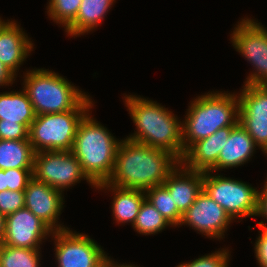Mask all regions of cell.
<instances>
[{
    "instance_id": "cell-13",
    "label": "cell",
    "mask_w": 267,
    "mask_h": 267,
    "mask_svg": "<svg viewBox=\"0 0 267 267\" xmlns=\"http://www.w3.org/2000/svg\"><path fill=\"white\" fill-rule=\"evenodd\" d=\"M53 230L27 208L5 216V234L1 244L13 247L41 249L42 240Z\"/></svg>"
},
{
    "instance_id": "cell-28",
    "label": "cell",
    "mask_w": 267,
    "mask_h": 267,
    "mask_svg": "<svg viewBox=\"0 0 267 267\" xmlns=\"http://www.w3.org/2000/svg\"><path fill=\"white\" fill-rule=\"evenodd\" d=\"M24 191H0V213L7 216L25 207Z\"/></svg>"
},
{
    "instance_id": "cell-11",
    "label": "cell",
    "mask_w": 267,
    "mask_h": 267,
    "mask_svg": "<svg viewBox=\"0 0 267 267\" xmlns=\"http://www.w3.org/2000/svg\"><path fill=\"white\" fill-rule=\"evenodd\" d=\"M238 94L239 120L258 148L267 152V85H245Z\"/></svg>"
},
{
    "instance_id": "cell-16",
    "label": "cell",
    "mask_w": 267,
    "mask_h": 267,
    "mask_svg": "<svg viewBox=\"0 0 267 267\" xmlns=\"http://www.w3.org/2000/svg\"><path fill=\"white\" fill-rule=\"evenodd\" d=\"M234 127L220 128L209 137L194 143L185 152L181 163L190 170L209 171L217 163L220 151Z\"/></svg>"
},
{
    "instance_id": "cell-19",
    "label": "cell",
    "mask_w": 267,
    "mask_h": 267,
    "mask_svg": "<svg viewBox=\"0 0 267 267\" xmlns=\"http://www.w3.org/2000/svg\"><path fill=\"white\" fill-rule=\"evenodd\" d=\"M96 189L112 190L113 196L112 212L117 223H130L133 225L139 213L143 201L146 199L145 191L139 189L121 188L107 182L96 185Z\"/></svg>"
},
{
    "instance_id": "cell-1",
    "label": "cell",
    "mask_w": 267,
    "mask_h": 267,
    "mask_svg": "<svg viewBox=\"0 0 267 267\" xmlns=\"http://www.w3.org/2000/svg\"><path fill=\"white\" fill-rule=\"evenodd\" d=\"M180 162L170 151L124 138L118 146L114 170L107 183L145 191L162 185Z\"/></svg>"
},
{
    "instance_id": "cell-35",
    "label": "cell",
    "mask_w": 267,
    "mask_h": 267,
    "mask_svg": "<svg viewBox=\"0 0 267 267\" xmlns=\"http://www.w3.org/2000/svg\"><path fill=\"white\" fill-rule=\"evenodd\" d=\"M6 190V175L5 170L0 169V191Z\"/></svg>"
},
{
    "instance_id": "cell-8",
    "label": "cell",
    "mask_w": 267,
    "mask_h": 267,
    "mask_svg": "<svg viewBox=\"0 0 267 267\" xmlns=\"http://www.w3.org/2000/svg\"><path fill=\"white\" fill-rule=\"evenodd\" d=\"M33 178L61 192L81 180L96 185L82 170L81 164L71 151H41L34 155Z\"/></svg>"
},
{
    "instance_id": "cell-15",
    "label": "cell",
    "mask_w": 267,
    "mask_h": 267,
    "mask_svg": "<svg viewBox=\"0 0 267 267\" xmlns=\"http://www.w3.org/2000/svg\"><path fill=\"white\" fill-rule=\"evenodd\" d=\"M163 185L168 189L178 211L183 215L203 190V172L187 169L180 162L168 175Z\"/></svg>"
},
{
    "instance_id": "cell-17",
    "label": "cell",
    "mask_w": 267,
    "mask_h": 267,
    "mask_svg": "<svg viewBox=\"0 0 267 267\" xmlns=\"http://www.w3.org/2000/svg\"><path fill=\"white\" fill-rule=\"evenodd\" d=\"M33 49V43L15 21L0 32V61L15 75Z\"/></svg>"
},
{
    "instance_id": "cell-21",
    "label": "cell",
    "mask_w": 267,
    "mask_h": 267,
    "mask_svg": "<svg viewBox=\"0 0 267 267\" xmlns=\"http://www.w3.org/2000/svg\"><path fill=\"white\" fill-rule=\"evenodd\" d=\"M115 0H82L75 21L65 30L69 36H80L102 23Z\"/></svg>"
},
{
    "instance_id": "cell-22",
    "label": "cell",
    "mask_w": 267,
    "mask_h": 267,
    "mask_svg": "<svg viewBox=\"0 0 267 267\" xmlns=\"http://www.w3.org/2000/svg\"><path fill=\"white\" fill-rule=\"evenodd\" d=\"M35 152L29 140L0 139V169H33Z\"/></svg>"
},
{
    "instance_id": "cell-4",
    "label": "cell",
    "mask_w": 267,
    "mask_h": 267,
    "mask_svg": "<svg viewBox=\"0 0 267 267\" xmlns=\"http://www.w3.org/2000/svg\"><path fill=\"white\" fill-rule=\"evenodd\" d=\"M120 140L87 113L80 121L71 152L87 177L98 185L111 177Z\"/></svg>"
},
{
    "instance_id": "cell-23",
    "label": "cell",
    "mask_w": 267,
    "mask_h": 267,
    "mask_svg": "<svg viewBox=\"0 0 267 267\" xmlns=\"http://www.w3.org/2000/svg\"><path fill=\"white\" fill-rule=\"evenodd\" d=\"M145 196L173 227L180 224L182 214L178 211L170 192L163 184L145 190Z\"/></svg>"
},
{
    "instance_id": "cell-27",
    "label": "cell",
    "mask_w": 267,
    "mask_h": 267,
    "mask_svg": "<svg viewBox=\"0 0 267 267\" xmlns=\"http://www.w3.org/2000/svg\"><path fill=\"white\" fill-rule=\"evenodd\" d=\"M228 251V249L223 248L220 251L199 257L192 262L180 263L177 267H228L230 260Z\"/></svg>"
},
{
    "instance_id": "cell-7",
    "label": "cell",
    "mask_w": 267,
    "mask_h": 267,
    "mask_svg": "<svg viewBox=\"0 0 267 267\" xmlns=\"http://www.w3.org/2000/svg\"><path fill=\"white\" fill-rule=\"evenodd\" d=\"M203 190L234 220L257 214L259 190L243 181L203 172Z\"/></svg>"
},
{
    "instance_id": "cell-33",
    "label": "cell",
    "mask_w": 267,
    "mask_h": 267,
    "mask_svg": "<svg viewBox=\"0 0 267 267\" xmlns=\"http://www.w3.org/2000/svg\"><path fill=\"white\" fill-rule=\"evenodd\" d=\"M16 75L0 61V86L12 85Z\"/></svg>"
},
{
    "instance_id": "cell-6",
    "label": "cell",
    "mask_w": 267,
    "mask_h": 267,
    "mask_svg": "<svg viewBox=\"0 0 267 267\" xmlns=\"http://www.w3.org/2000/svg\"><path fill=\"white\" fill-rule=\"evenodd\" d=\"M91 100L87 96L66 112L36 115L28 132L34 152L71 151L78 125L94 105Z\"/></svg>"
},
{
    "instance_id": "cell-14",
    "label": "cell",
    "mask_w": 267,
    "mask_h": 267,
    "mask_svg": "<svg viewBox=\"0 0 267 267\" xmlns=\"http://www.w3.org/2000/svg\"><path fill=\"white\" fill-rule=\"evenodd\" d=\"M24 192L25 208L46 223L53 231L68 228L57 224L58 216L61 214V210H63V192L34 178L28 182Z\"/></svg>"
},
{
    "instance_id": "cell-25",
    "label": "cell",
    "mask_w": 267,
    "mask_h": 267,
    "mask_svg": "<svg viewBox=\"0 0 267 267\" xmlns=\"http://www.w3.org/2000/svg\"><path fill=\"white\" fill-rule=\"evenodd\" d=\"M40 249L0 244V267H39Z\"/></svg>"
},
{
    "instance_id": "cell-18",
    "label": "cell",
    "mask_w": 267,
    "mask_h": 267,
    "mask_svg": "<svg viewBox=\"0 0 267 267\" xmlns=\"http://www.w3.org/2000/svg\"><path fill=\"white\" fill-rule=\"evenodd\" d=\"M258 147L248 132L239 123L231 130L227 141L220 151L217 163L209 170L212 173L220 169L238 167L251 159Z\"/></svg>"
},
{
    "instance_id": "cell-5",
    "label": "cell",
    "mask_w": 267,
    "mask_h": 267,
    "mask_svg": "<svg viewBox=\"0 0 267 267\" xmlns=\"http://www.w3.org/2000/svg\"><path fill=\"white\" fill-rule=\"evenodd\" d=\"M23 84L35 115L73 110L88 96L58 73L42 68L27 71Z\"/></svg>"
},
{
    "instance_id": "cell-32",
    "label": "cell",
    "mask_w": 267,
    "mask_h": 267,
    "mask_svg": "<svg viewBox=\"0 0 267 267\" xmlns=\"http://www.w3.org/2000/svg\"><path fill=\"white\" fill-rule=\"evenodd\" d=\"M264 188L259 190L258 194V209L256 216H262L267 219V180L265 182ZM259 228H263L267 230V226L265 225V222L261 221L257 223Z\"/></svg>"
},
{
    "instance_id": "cell-34",
    "label": "cell",
    "mask_w": 267,
    "mask_h": 267,
    "mask_svg": "<svg viewBox=\"0 0 267 267\" xmlns=\"http://www.w3.org/2000/svg\"><path fill=\"white\" fill-rule=\"evenodd\" d=\"M5 234V216L0 213V244L3 241Z\"/></svg>"
},
{
    "instance_id": "cell-38",
    "label": "cell",
    "mask_w": 267,
    "mask_h": 267,
    "mask_svg": "<svg viewBox=\"0 0 267 267\" xmlns=\"http://www.w3.org/2000/svg\"><path fill=\"white\" fill-rule=\"evenodd\" d=\"M10 21L7 20V22H5V20H1L0 18V32L3 30V28L9 23Z\"/></svg>"
},
{
    "instance_id": "cell-20",
    "label": "cell",
    "mask_w": 267,
    "mask_h": 267,
    "mask_svg": "<svg viewBox=\"0 0 267 267\" xmlns=\"http://www.w3.org/2000/svg\"><path fill=\"white\" fill-rule=\"evenodd\" d=\"M35 112L24 89L0 93V120L23 124L28 130L35 119Z\"/></svg>"
},
{
    "instance_id": "cell-24",
    "label": "cell",
    "mask_w": 267,
    "mask_h": 267,
    "mask_svg": "<svg viewBox=\"0 0 267 267\" xmlns=\"http://www.w3.org/2000/svg\"><path fill=\"white\" fill-rule=\"evenodd\" d=\"M167 226L172 225L147 199L143 201L132 225L136 232L143 235L156 234Z\"/></svg>"
},
{
    "instance_id": "cell-30",
    "label": "cell",
    "mask_w": 267,
    "mask_h": 267,
    "mask_svg": "<svg viewBox=\"0 0 267 267\" xmlns=\"http://www.w3.org/2000/svg\"><path fill=\"white\" fill-rule=\"evenodd\" d=\"M29 130L19 123H10L0 120V139L2 140H29Z\"/></svg>"
},
{
    "instance_id": "cell-12",
    "label": "cell",
    "mask_w": 267,
    "mask_h": 267,
    "mask_svg": "<svg viewBox=\"0 0 267 267\" xmlns=\"http://www.w3.org/2000/svg\"><path fill=\"white\" fill-rule=\"evenodd\" d=\"M233 219L204 190L183 213L180 226L186 224L206 237L223 239Z\"/></svg>"
},
{
    "instance_id": "cell-26",
    "label": "cell",
    "mask_w": 267,
    "mask_h": 267,
    "mask_svg": "<svg viewBox=\"0 0 267 267\" xmlns=\"http://www.w3.org/2000/svg\"><path fill=\"white\" fill-rule=\"evenodd\" d=\"M82 0H49L47 13L65 30L75 21Z\"/></svg>"
},
{
    "instance_id": "cell-3",
    "label": "cell",
    "mask_w": 267,
    "mask_h": 267,
    "mask_svg": "<svg viewBox=\"0 0 267 267\" xmlns=\"http://www.w3.org/2000/svg\"><path fill=\"white\" fill-rule=\"evenodd\" d=\"M208 92L191 101L182 122L183 152L197 141L207 138L220 128L236 126L239 120L237 94Z\"/></svg>"
},
{
    "instance_id": "cell-37",
    "label": "cell",
    "mask_w": 267,
    "mask_h": 267,
    "mask_svg": "<svg viewBox=\"0 0 267 267\" xmlns=\"http://www.w3.org/2000/svg\"><path fill=\"white\" fill-rule=\"evenodd\" d=\"M97 267H111V258L107 257L102 263H100Z\"/></svg>"
},
{
    "instance_id": "cell-36",
    "label": "cell",
    "mask_w": 267,
    "mask_h": 267,
    "mask_svg": "<svg viewBox=\"0 0 267 267\" xmlns=\"http://www.w3.org/2000/svg\"><path fill=\"white\" fill-rule=\"evenodd\" d=\"M111 267H136V266L132 265V264L128 265L126 263L125 264L124 263L123 264H118V262L115 263L114 260L111 259Z\"/></svg>"
},
{
    "instance_id": "cell-9",
    "label": "cell",
    "mask_w": 267,
    "mask_h": 267,
    "mask_svg": "<svg viewBox=\"0 0 267 267\" xmlns=\"http://www.w3.org/2000/svg\"><path fill=\"white\" fill-rule=\"evenodd\" d=\"M237 52L252 63L255 72L246 77L245 85H267V30L253 19L238 22L231 34Z\"/></svg>"
},
{
    "instance_id": "cell-10",
    "label": "cell",
    "mask_w": 267,
    "mask_h": 267,
    "mask_svg": "<svg viewBox=\"0 0 267 267\" xmlns=\"http://www.w3.org/2000/svg\"><path fill=\"white\" fill-rule=\"evenodd\" d=\"M55 258L58 267H97L108 256L86 234L73 233L69 228L53 231Z\"/></svg>"
},
{
    "instance_id": "cell-31",
    "label": "cell",
    "mask_w": 267,
    "mask_h": 267,
    "mask_svg": "<svg viewBox=\"0 0 267 267\" xmlns=\"http://www.w3.org/2000/svg\"><path fill=\"white\" fill-rule=\"evenodd\" d=\"M260 230L254 245L255 257L260 267H267V230L263 228Z\"/></svg>"
},
{
    "instance_id": "cell-2",
    "label": "cell",
    "mask_w": 267,
    "mask_h": 267,
    "mask_svg": "<svg viewBox=\"0 0 267 267\" xmlns=\"http://www.w3.org/2000/svg\"><path fill=\"white\" fill-rule=\"evenodd\" d=\"M125 104L136 131L126 139L153 148L170 151L184 158L182 122L161 104L135 95H125Z\"/></svg>"
},
{
    "instance_id": "cell-29",
    "label": "cell",
    "mask_w": 267,
    "mask_h": 267,
    "mask_svg": "<svg viewBox=\"0 0 267 267\" xmlns=\"http://www.w3.org/2000/svg\"><path fill=\"white\" fill-rule=\"evenodd\" d=\"M33 169H6V190L24 191L33 178Z\"/></svg>"
}]
</instances>
